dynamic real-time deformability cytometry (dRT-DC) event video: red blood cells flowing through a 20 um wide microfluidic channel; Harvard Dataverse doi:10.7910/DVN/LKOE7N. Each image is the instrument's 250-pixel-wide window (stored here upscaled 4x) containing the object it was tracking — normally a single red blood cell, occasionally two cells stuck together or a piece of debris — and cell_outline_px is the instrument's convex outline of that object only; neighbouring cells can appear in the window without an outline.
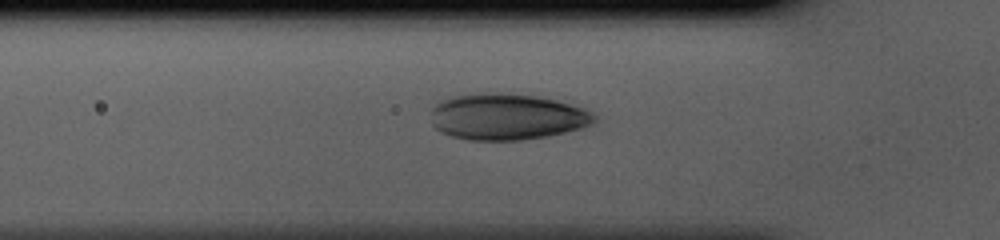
{"species": "human", "species_latin": "Homo sapiens", "temperature_condition": "cold", "stored_images_in_passage": 32, "camera_frame_rate_fps": 3000, "um_per_image_px": 0.085, "donor": {"sex": "male"}, "frame": {"image": 1, "passage_image": 5, "time_ms": 1.333, "image_size_px": [1000, 240], "cell_outline_px": [[596, 120], [592, 124], [584, 128], [548, 136], [520, 140], [468, 140], [452, 136], [440, 132], [432, 124], [432, 108], [440, 100], [452, 96], [496, 92], [536, 96], [556, 100], [572, 104], [584, 108], [592, 112], [596, 116]], "centroid_in_image_um": [43.11, 9.93], "position_along_channel_um": 82.7, "area_um2": 44.27}}
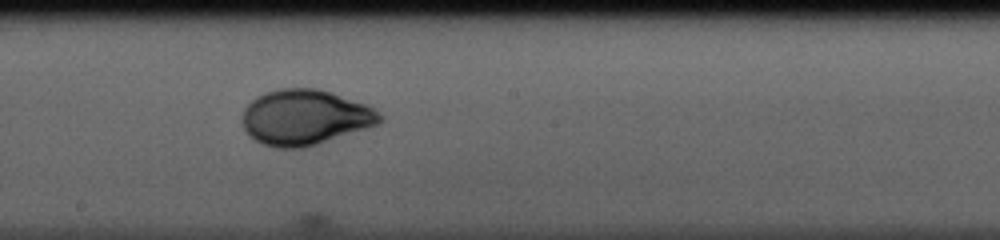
{"frame": {"image": 2, "passage_image": 15, "time_ms": 4.667, "image_size_px": [1000, 240], "cell_outline_px": [[384, 120], [380, 124], [304, 148], [276, 148], [264, 144], [256, 140], [244, 128], [244, 108], [256, 96], [264, 92], [276, 88], [320, 88], [368, 104], [380, 112], [384, 116]], "centroid_in_image_um": [25.99, 9.95], "position_along_channel_um": 222.2, "area_um2": 44.62}}
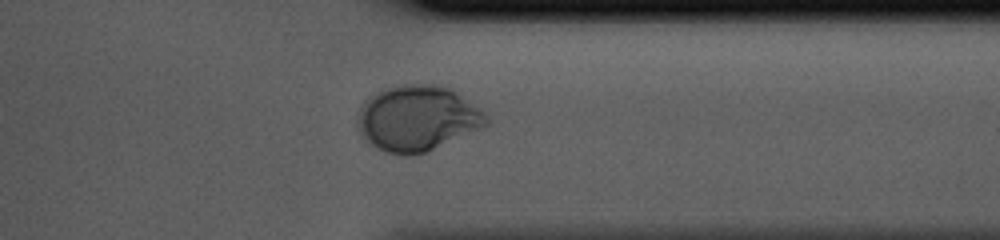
{"frame": {"image": 3, "passage_image": 26, "time_ms": 8.333, "image_size_px": [1000, 240], "cell_outline_px": [[488, 124], [480, 128], [428, 152], [412, 156], [404, 156], [388, 152], [372, 144], [368, 140], [356, 124], [356, 120], [360, 108], [364, 100], [388, 88], [400, 84], [436, 84], [452, 88], [484, 112], [488, 116]], "centroid_in_image_um": [35.5, 10.05], "position_along_channel_um": 375.9, "area_um2": 48.9}}